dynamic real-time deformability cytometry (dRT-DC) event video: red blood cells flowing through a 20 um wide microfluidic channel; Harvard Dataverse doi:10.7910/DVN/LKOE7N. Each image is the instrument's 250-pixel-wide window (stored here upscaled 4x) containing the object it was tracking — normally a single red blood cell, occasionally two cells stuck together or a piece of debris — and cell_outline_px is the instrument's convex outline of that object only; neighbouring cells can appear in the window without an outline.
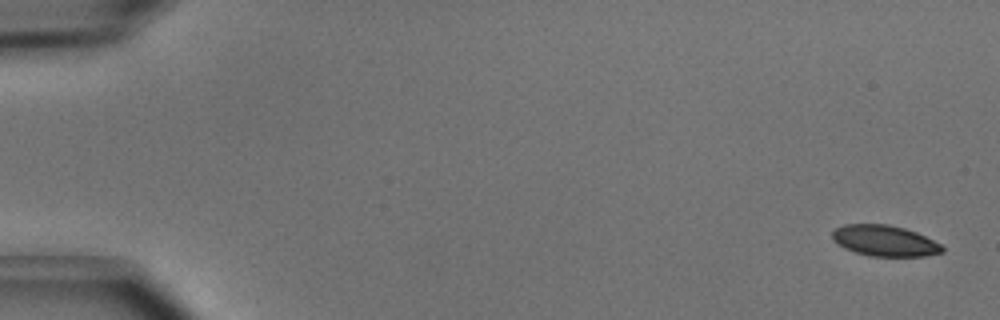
{"species": "common noctule bat (a hibernating species)", "species_latin": "Nyctalus noctula", "temperature_condition": "cold", "stored_images_in_passage": 5, "camera_frame_rate_fps": 3000, "um_per_image_px": 0.085, "animal": {"sex": "male", "body_mass_g": 15.6}, "frame": {"image": 1, "passage_image": 1, "time_ms": 0.0, "image_size_px": [1000, 320], "cell_outline_px": [[944, 252], [924, 256], [868, 256], [844, 248], [836, 244], [832, 240], [832, 232], [836, 228], [844, 224], [888, 224], [904, 228], [916, 232], [940, 244], [944, 248]], "centroid_in_image_um": [75.16, 20.46], "position_along_channel_um": 9.8, "area_um2": 19.83}}